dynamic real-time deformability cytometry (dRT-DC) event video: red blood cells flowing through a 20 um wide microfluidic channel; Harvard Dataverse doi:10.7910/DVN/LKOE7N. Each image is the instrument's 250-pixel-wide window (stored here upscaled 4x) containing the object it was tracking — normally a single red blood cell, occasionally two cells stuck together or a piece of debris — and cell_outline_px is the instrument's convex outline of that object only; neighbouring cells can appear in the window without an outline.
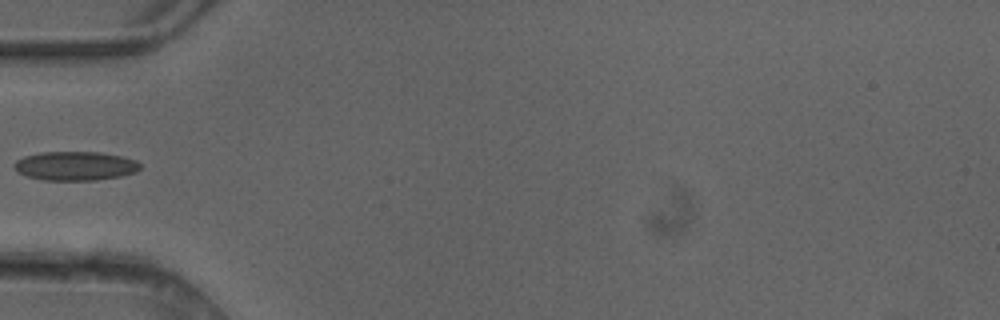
{"species": "common noctule bat (a hibernating species)", "species_latin": "Nyctalus noctula", "temperature_condition": "cold", "stored_images_in_passage": 4, "camera_frame_rate_fps": 3000, "um_per_image_px": 0.085, "animal": {"sex": "female"}, "frame": {"image": 1, "passage_image": 4, "time_ms": 1.0, "image_size_px": [1000, 320], "cell_outline_px": [[140, 168], [136, 172], [120, 176], [96, 180], [44, 180], [28, 176], [20, 172], [12, 164], [16, 160], [24, 156], [40, 152], [100, 152], [120, 156], [136, 160], [140, 164]], "centroid_in_image_um": [6.4, 14.1], "position_along_channel_um": 78.6, "area_um2": 21.15}}